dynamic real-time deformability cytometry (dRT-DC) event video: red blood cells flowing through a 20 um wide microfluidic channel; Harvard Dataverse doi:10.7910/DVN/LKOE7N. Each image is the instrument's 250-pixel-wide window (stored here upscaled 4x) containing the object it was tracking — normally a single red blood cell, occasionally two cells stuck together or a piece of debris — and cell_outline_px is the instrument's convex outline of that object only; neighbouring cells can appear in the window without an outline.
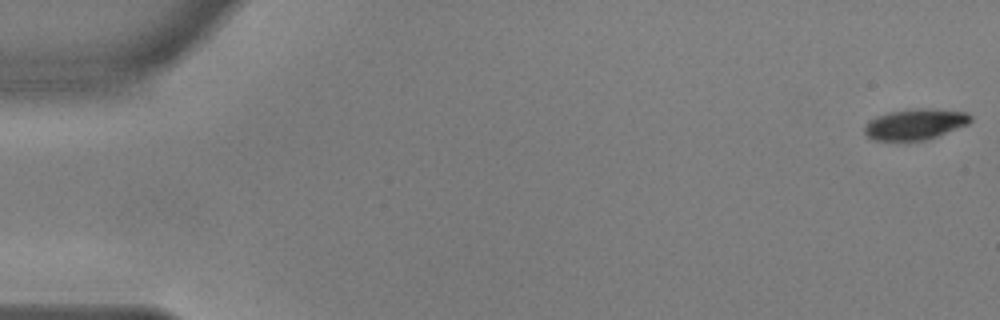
{"species": "common noctule bat (a hibernating species)", "species_latin": "Nyctalus noctula", "temperature_condition": "warm", "stored_images_in_passage": 56, "camera_frame_rate_fps": 3000, "um_per_image_px": 0.085, "animal": {"sex": "male", "body_mass_g": 17.9, "forearm_length_mm": 54.2}, "frame": {"image": 1, "passage_image": 1, "time_ms": 0.0, "image_size_px": [1000, 320], "cell_outline_px": [[972, 120], [968, 124], [936, 136], [924, 140], [876, 140], [868, 136], [864, 132], [864, 124], [868, 120], [876, 116], [888, 112], [916, 108], [932, 108], [968, 112], [972, 116]], "centroid_in_image_um": [77.79, 10.53], "position_along_channel_um": 7.2, "area_um2": 19.07}}
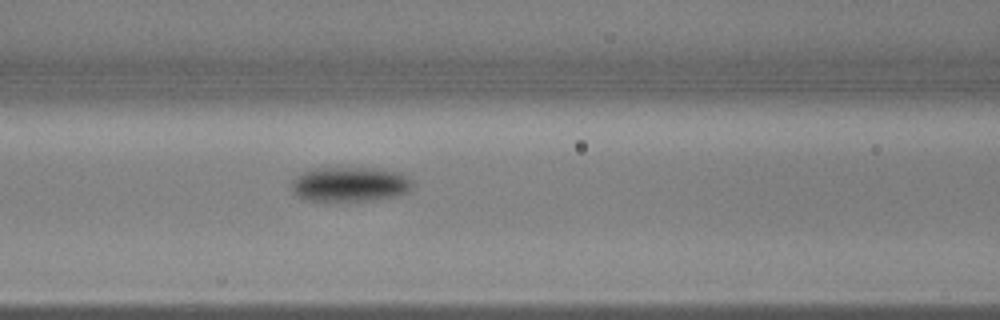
{"frame": {"image": 2, "passage_image": 24, "time_ms": 7.667, "image_size_px": [1000, 320], "cell_outline_px": [[412, 188], [408, 192], [400, 196], [372, 200], [304, 200], [296, 196], [292, 192], [292, 180], [300, 172], [308, 168], [376, 168], [400, 172], [408, 176], [412, 180]], "centroid_in_image_um": [29.74, 15.65], "position_along_channel_um": 136.9, "area_um2": 24.85}}
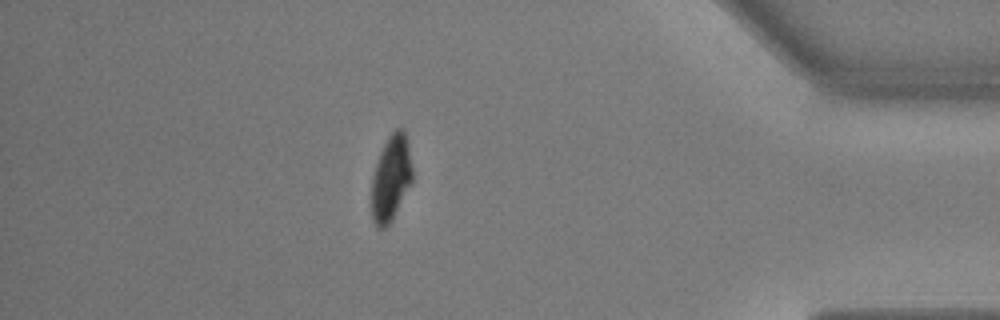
{"frame": {"image": 3, "passage_image": 49, "time_ms": 16.0, "image_size_px": [1000, 320], "cell_outline_px": [[412, 184], [392, 220], [384, 228], [376, 228], [372, 220], [372, 176], [380, 152], [388, 136], [396, 128], [404, 128], [408, 144], [412, 168]], "centroid_in_image_um": [33.24, 15.15], "position_along_channel_um": 402.0, "area_um2": 20.52}, "authors_computed_cell_mechanics": {"area_um2": 22.1374, "velocity_mm_per_s": 3.6463, "shape_relaxation_time_tau1_ms": 2.8171, "shape_relaxation_time_tau2_ms": 1.7354, "deformation_change_tau1": 0.1515, "deformation_change_tau2": 0.0417}}